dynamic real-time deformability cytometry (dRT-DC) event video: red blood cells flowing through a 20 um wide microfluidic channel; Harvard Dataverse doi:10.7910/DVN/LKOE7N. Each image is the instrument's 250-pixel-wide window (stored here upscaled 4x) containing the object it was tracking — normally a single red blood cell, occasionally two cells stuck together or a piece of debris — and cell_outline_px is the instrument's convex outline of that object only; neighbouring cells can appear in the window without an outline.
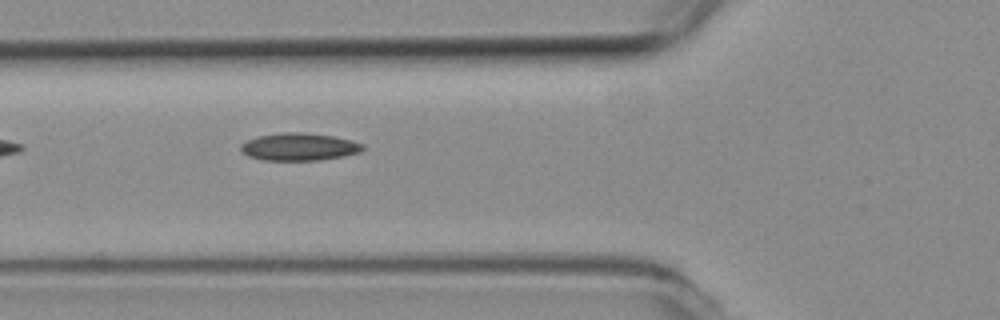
{"species": "common noctule bat (a hibernating species)", "species_latin": "Nyctalus noctula", "temperature_condition": "room temperature", "stored_images_in_passage": 3, "camera_frame_rate_fps": 3000, "um_per_image_px": 0.085, "animal": {"sex": "female", "body_mass_g": 19.3, "forearm_length_mm": 54.1}, "frame": {"image": 1, "passage_image": 2, "time_ms": 0.333, "image_size_px": [1000, 320], "cell_outline_px": [[364, 148], [360, 152], [344, 156], [320, 160], [264, 160], [248, 156], [240, 148], [240, 144], [256, 136], [280, 132], [304, 132], [332, 136], [352, 140], [364, 144]], "centroid_in_image_um": [25.43, 12.47], "position_along_channel_um": 100.4, "area_um2": 19.65}}
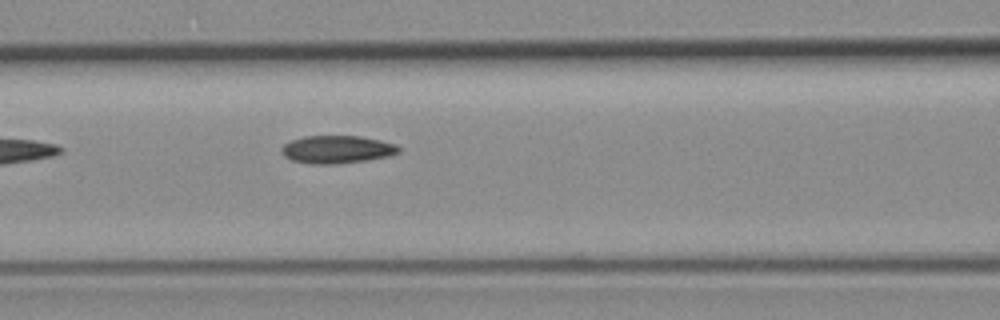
{"frame": {"image": 2, "passage_image": 3, "time_ms": 0.667, "image_size_px": [1000, 320], "cell_outline_px": [[400, 152], [388, 156], [364, 160], [336, 164], [312, 164], [292, 160], [284, 156], [280, 152], [280, 148], [284, 144], [292, 140], [304, 136], [360, 136], [380, 140], [396, 144], [400, 148]], "centroid_in_image_um": [28.62, 12.7], "position_along_channel_um": 138.0, "area_um2": 18.96}}